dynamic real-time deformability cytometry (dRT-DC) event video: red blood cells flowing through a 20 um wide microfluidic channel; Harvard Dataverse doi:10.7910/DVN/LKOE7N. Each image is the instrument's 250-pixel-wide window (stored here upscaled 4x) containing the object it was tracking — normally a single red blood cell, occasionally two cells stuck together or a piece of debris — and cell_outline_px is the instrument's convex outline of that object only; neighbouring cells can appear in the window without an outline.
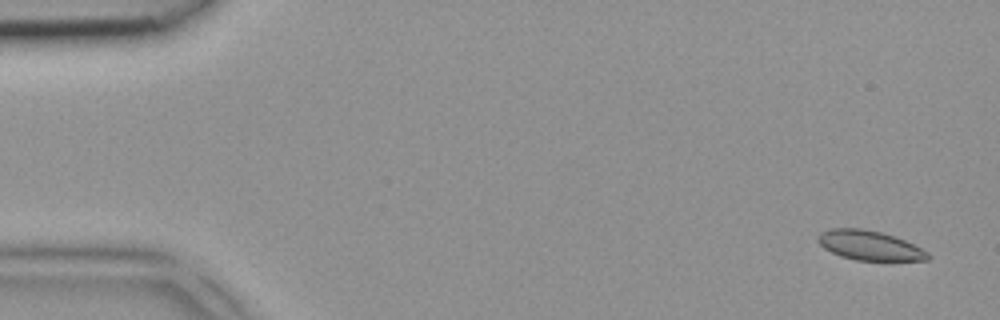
{"species": "common noctule bat (a hibernating species)", "species_latin": "Nyctalus noctula", "temperature_condition": "room temperature", "stored_images_in_passage": 3, "camera_frame_rate_fps": 3000, "um_per_image_px": 0.085, "animal": {"sex": "female", "body_mass_g": 18.4}, "frame": {"image": 1, "passage_image": 1, "time_ms": 0.0, "image_size_px": [1000, 320], "cell_outline_px": [[932, 256], [928, 260], [856, 260], [840, 256], [824, 248], [820, 244], [820, 232], [832, 228], [860, 228], [880, 232], [904, 240], [928, 252]], "centroid_in_image_um": [73.92, 20.87], "position_along_channel_um": 11.1, "area_um2": 18.55}}
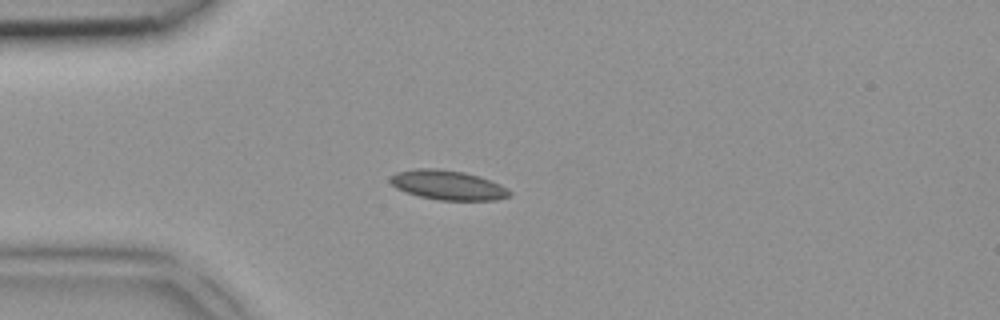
{"frame": {"image": 2, "passage_image": 3, "time_ms": 0.667, "image_size_px": [1000, 320], "cell_outline_px": [[512, 196], [496, 200], [440, 200], [420, 196], [404, 192], [396, 188], [388, 180], [388, 176], [396, 172], [416, 168], [440, 168], [464, 172], [480, 176], [500, 184], [508, 188], [512, 192]], "centroid_in_image_um": [38.06, 15.72], "position_along_channel_um": 46.9, "area_um2": 20.87}}